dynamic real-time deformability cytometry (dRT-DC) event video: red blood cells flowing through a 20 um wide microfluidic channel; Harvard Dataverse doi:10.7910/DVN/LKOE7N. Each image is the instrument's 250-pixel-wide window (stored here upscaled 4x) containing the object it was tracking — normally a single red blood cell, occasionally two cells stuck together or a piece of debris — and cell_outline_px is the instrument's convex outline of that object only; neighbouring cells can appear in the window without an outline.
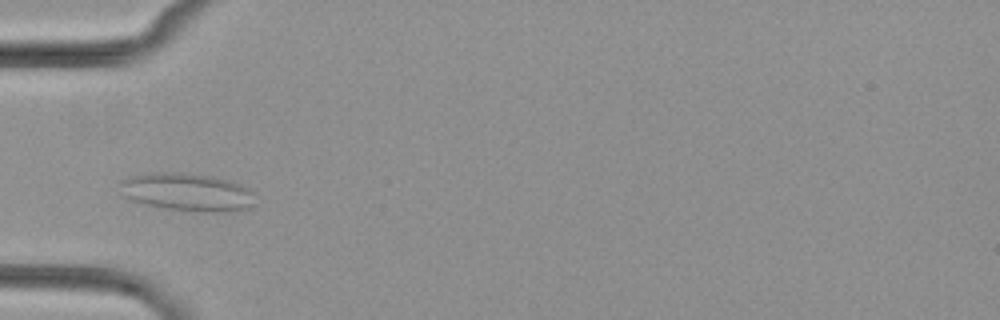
{"species": "common noctule bat (a hibernating species)", "species_latin": "Nyctalus noctula", "temperature_condition": "cold", "stored_images_in_passage": 4, "camera_frame_rate_fps": 3000, "um_per_image_px": 0.085, "animal": {"sex": "female", "body_mass_g": 29.2, "forearm_length_mm": 56.3}, "frame": {"image": 1, "passage_image": 3, "time_ms": 3.0, "image_size_px": [1000, 320], "cell_outline_px": [[256, 204], [252, 208], [224, 212], [200, 212], [164, 208], [144, 204], [128, 200], [124, 196], [120, 184], [120, 180], [128, 176], [144, 172], [188, 172], [212, 176], [228, 180], [240, 184], [248, 188], [252, 192]], "centroid_in_image_um": [15.9, 16.32], "position_along_channel_um": 69.1, "area_um2": 30.58}}